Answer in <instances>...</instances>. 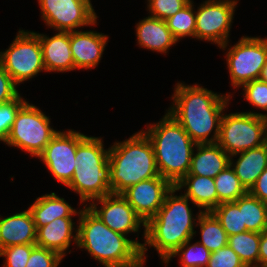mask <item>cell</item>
<instances>
[{"label":"cell","mask_w":267,"mask_h":267,"mask_svg":"<svg viewBox=\"0 0 267 267\" xmlns=\"http://www.w3.org/2000/svg\"><path fill=\"white\" fill-rule=\"evenodd\" d=\"M233 94L214 92L198 83L188 85L178 81L170 97L173 102L166 111L196 144L216 143L223 113Z\"/></svg>","instance_id":"cell-1"},{"label":"cell","mask_w":267,"mask_h":267,"mask_svg":"<svg viewBox=\"0 0 267 267\" xmlns=\"http://www.w3.org/2000/svg\"><path fill=\"white\" fill-rule=\"evenodd\" d=\"M190 205L197 207L175 186L167 193L163 205L146 223L145 242L141 249L144 264L147 263L149 248L157 251L163 264L183 243L196 237V222L202 211L195 215Z\"/></svg>","instance_id":"cell-2"},{"label":"cell","mask_w":267,"mask_h":267,"mask_svg":"<svg viewBox=\"0 0 267 267\" xmlns=\"http://www.w3.org/2000/svg\"><path fill=\"white\" fill-rule=\"evenodd\" d=\"M80 208L77 249H84L103 267H145L137 239L113 231L87 206Z\"/></svg>","instance_id":"cell-3"},{"label":"cell","mask_w":267,"mask_h":267,"mask_svg":"<svg viewBox=\"0 0 267 267\" xmlns=\"http://www.w3.org/2000/svg\"><path fill=\"white\" fill-rule=\"evenodd\" d=\"M164 114L141 131L152 144L159 175L176 185L189 172L196 143L171 114Z\"/></svg>","instance_id":"cell-4"},{"label":"cell","mask_w":267,"mask_h":267,"mask_svg":"<svg viewBox=\"0 0 267 267\" xmlns=\"http://www.w3.org/2000/svg\"><path fill=\"white\" fill-rule=\"evenodd\" d=\"M109 163L112 194L159 176L152 144L141 130L109 145Z\"/></svg>","instance_id":"cell-5"},{"label":"cell","mask_w":267,"mask_h":267,"mask_svg":"<svg viewBox=\"0 0 267 267\" xmlns=\"http://www.w3.org/2000/svg\"><path fill=\"white\" fill-rule=\"evenodd\" d=\"M75 160L73 177L65 187L79 195L78 206L112 193L109 148H105L103 137L87 135L77 146Z\"/></svg>","instance_id":"cell-6"},{"label":"cell","mask_w":267,"mask_h":267,"mask_svg":"<svg viewBox=\"0 0 267 267\" xmlns=\"http://www.w3.org/2000/svg\"><path fill=\"white\" fill-rule=\"evenodd\" d=\"M45 113L27 101L17 112L4 145L19 148L37 158L59 131L51 126V118Z\"/></svg>","instance_id":"cell-7"},{"label":"cell","mask_w":267,"mask_h":267,"mask_svg":"<svg viewBox=\"0 0 267 267\" xmlns=\"http://www.w3.org/2000/svg\"><path fill=\"white\" fill-rule=\"evenodd\" d=\"M260 112L223 113L217 144L230 156L267 143V118Z\"/></svg>","instance_id":"cell-8"},{"label":"cell","mask_w":267,"mask_h":267,"mask_svg":"<svg viewBox=\"0 0 267 267\" xmlns=\"http://www.w3.org/2000/svg\"><path fill=\"white\" fill-rule=\"evenodd\" d=\"M229 43L219 49L226 51L224 58L231 81L229 83L238 90L243 84L260 78L267 61V37L245 35L237 43Z\"/></svg>","instance_id":"cell-9"},{"label":"cell","mask_w":267,"mask_h":267,"mask_svg":"<svg viewBox=\"0 0 267 267\" xmlns=\"http://www.w3.org/2000/svg\"><path fill=\"white\" fill-rule=\"evenodd\" d=\"M0 62L12 80L20 86L45 72L39 37L20 29L5 51H0Z\"/></svg>","instance_id":"cell-10"},{"label":"cell","mask_w":267,"mask_h":267,"mask_svg":"<svg viewBox=\"0 0 267 267\" xmlns=\"http://www.w3.org/2000/svg\"><path fill=\"white\" fill-rule=\"evenodd\" d=\"M40 18L54 31L70 32L95 27L98 14L91 0H37Z\"/></svg>","instance_id":"cell-11"},{"label":"cell","mask_w":267,"mask_h":267,"mask_svg":"<svg viewBox=\"0 0 267 267\" xmlns=\"http://www.w3.org/2000/svg\"><path fill=\"white\" fill-rule=\"evenodd\" d=\"M239 0H205L195 8V39L221 47L231 41L235 11Z\"/></svg>","instance_id":"cell-12"},{"label":"cell","mask_w":267,"mask_h":267,"mask_svg":"<svg viewBox=\"0 0 267 267\" xmlns=\"http://www.w3.org/2000/svg\"><path fill=\"white\" fill-rule=\"evenodd\" d=\"M100 205V206H99ZM87 207L113 231L125 236L137 234V246L142 249L146 236V223L134 211L133 207L121 194H109L92 200ZM142 231L143 240L139 242ZM141 229V230H140Z\"/></svg>","instance_id":"cell-13"},{"label":"cell","mask_w":267,"mask_h":267,"mask_svg":"<svg viewBox=\"0 0 267 267\" xmlns=\"http://www.w3.org/2000/svg\"><path fill=\"white\" fill-rule=\"evenodd\" d=\"M67 130H59L37 157L53 179L63 186H66L73 177L77 166L75 160L77 146L87 136L74 129Z\"/></svg>","instance_id":"cell-14"},{"label":"cell","mask_w":267,"mask_h":267,"mask_svg":"<svg viewBox=\"0 0 267 267\" xmlns=\"http://www.w3.org/2000/svg\"><path fill=\"white\" fill-rule=\"evenodd\" d=\"M173 186L169 180L159 175L128 187L121 195L147 223L156 215Z\"/></svg>","instance_id":"cell-15"},{"label":"cell","mask_w":267,"mask_h":267,"mask_svg":"<svg viewBox=\"0 0 267 267\" xmlns=\"http://www.w3.org/2000/svg\"><path fill=\"white\" fill-rule=\"evenodd\" d=\"M108 34L94 30L70 31V48L76 70L98 67L108 45Z\"/></svg>","instance_id":"cell-16"},{"label":"cell","mask_w":267,"mask_h":267,"mask_svg":"<svg viewBox=\"0 0 267 267\" xmlns=\"http://www.w3.org/2000/svg\"><path fill=\"white\" fill-rule=\"evenodd\" d=\"M33 32L39 37L47 73L75 71L70 48V32L56 31L51 37L45 33Z\"/></svg>","instance_id":"cell-17"},{"label":"cell","mask_w":267,"mask_h":267,"mask_svg":"<svg viewBox=\"0 0 267 267\" xmlns=\"http://www.w3.org/2000/svg\"><path fill=\"white\" fill-rule=\"evenodd\" d=\"M76 224V225H75ZM78 223L73 217L56 218L36 231V245L53 250L65 258L71 254L72 242L77 246Z\"/></svg>","instance_id":"cell-18"},{"label":"cell","mask_w":267,"mask_h":267,"mask_svg":"<svg viewBox=\"0 0 267 267\" xmlns=\"http://www.w3.org/2000/svg\"><path fill=\"white\" fill-rule=\"evenodd\" d=\"M136 45L139 48L166 55L178 40L173 36L166 21L147 16L135 25Z\"/></svg>","instance_id":"cell-19"},{"label":"cell","mask_w":267,"mask_h":267,"mask_svg":"<svg viewBox=\"0 0 267 267\" xmlns=\"http://www.w3.org/2000/svg\"><path fill=\"white\" fill-rule=\"evenodd\" d=\"M36 227L28 209L8 216L0 215V250L12 245L36 243Z\"/></svg>","instance_id":"cell-20"},{"label":"cell","mask_w":267,"mask_h":267,"mask_svg":"<svg viewBox=\"0 0 267 267\" xmlns=\"http://www.w3.org/2000/svg\"><path fill=\"white\" fill-rule=\"evenodd\" d=\"M230 165V155L217 143L196 144L188 174L215 178Z\"/></svg>","instance_id":"cell-21"},{"label":"cell","mask_w":267,"mask_h":267,"mask_svg":"<svg viewBox=\"0 0 267 267\" xmlns=\"http://www.w3.org/2000/svg\"><path fill=\"white\" fill-rule=\"evenodd\" d=\"M230 165L240 183L249 191L261 173L267 168V143L260 147L231 155Z\"/></svg>","instance_id":"cell-22"},{"label":"cell","mask_w":267,"mask_h":267,"mask_svg":"<svg viewBox=\"0 0 267 267\" xmlns=\"http://www.w3.org/2000/svg\"><path fill=\"white\" fill-rule=\"evenodd\" d=\"M194 205L198 211L210 212L218 206V195L214 178L194 174H187L176 185Z\"/></svg>","instance_id":"cell-23"},{"label":"cell","mask_w":267,"mask_h":267,"mask_svg":"<svg viewBox=\"0 0 267 267\" xmlns=\"http://www.w3.org/2000/svg\"><path fill=\"white\" fill-rule=\"evenodd\" d=\"M35 223L36 230L39 227L49 224L56 218L61 217H77L80 215L81 209L73 208L65 198L60 197L55 192L50 194H42L36 197L35 201L29 205Z\"/></svg>","instance_id":"cell-24"},{"label":"cell","mask_w":267,"mask_h":267,"mask_svg":"<svg viewBox=\"0 0 267 267\" xmlns=\"http://www.w3.org/2000/svg\"><path fill=\"white\" fill-rule=\"evenodd\" d=\"M200 234V244L210 252L217 251L228 245V235L221 226L219 220L210 212H201L196 222Z\"/></svg>","instance_id":"cell-25"},{"label":"cell","mask_w":267,"mask_h":267,"mask_svg":"<svg viewBox=\"0 0 267 267\" xmlns=\"http://www.w3.org/2000/svg\"><path fill=\"white\" fill-rule=\"evenodd\" d=\"M242 208L243 224L248 231L261 233L267 229V204L249 192L235 201Z\"/></svg>","instance_id":"cell-26"},{"label":"cell","mask_w":267,"mask_h":267,"mask_svg":"<svg viewBox=\"0 0 267 267\" xmlns=\"http://www.w3.org/2000/svg\"><path fill=\"white\" fill-rule=\"evenodd\" d=\"M228 245L246 267H258L260 233L245 231L228 236Z\"/></svg>","instance_id":"cell-27"},{"label":"cell","mask_w":267,"mask_h":267,"mask_svg":"<svg viewBox=\"0 0 267 267\" xmlns=\"http://www.w3.org/2000/svg\"><path fill=\"white\" fill-rule=\"evenodd\" d=\"M193 239L183 243L169 258L163 263L168 267L174 257H178L180 267H206L211 256V252L199 242H192ZM193 243V244H192Z\"/></svg>","instance_id":"cell-28"},{"label":"cell","mask_w":267,"mask_h":267,"mask_svg":"<svg viewBox=\"0 0 267 267\" xmlns=\"http://www.w3.org/2000/svg\"><path fill=\"white\" fill-rule=\"evenodd\" d=\"M195 2L191 0L175 15L166 19V24L173 36L179 41L183 38L195 39L196 15Z\"/></svg>","instance_id":"cell-29"},{"label":"cell","mask_w":267,"mask_h":267,"mask_svg":"<svg viewBox=\"0 0 267 267\" xmlns=\"http://www.w3.org/2000/svg\"><path fill=\"white\" fill-rule=\"evenodd\" d=\"M214 181L218 195V205L222 202L236 201L248 192L240 183L231 165L222 170L214 178Z\"/></svg>","instance_id":"cell-30"},{"label":"cell","mask_w":267,"mask_h":267,"mask_svg":"<svg viewBox=\"0 0 267 267\" xmlns=\"http://www.w3.org/2000/svg\"><path fill=\"white\" fill-rule=\"evenodd\" d=\"M228 236L248 231L243 224L242 208L235 201L222 202L211 211Z\"/></svg>","instance_id":"cell-31"},{"label":"cell","mask_w":267,"mask_h":267,"mask_svg":"<svg viewBox=\"0 0 267 267\" xmlns=\"http://www.w3.org/2000/svg\"><path fill=\"white\" fill-rule=\"evenodd\" d=\"M240 88L243 90L244 100L259 111H266L259 113V116L267 118V82L256 79L243 84Z\"/></svg>","instance_id":"cell-32"},{"label":"cell","mask_w":267,"mask_h":267,"mask_svg":"<svg viewBox=\"0 0 267 267\" xmlns=\"http://www.w3.org/2000/svg\"><path fill=\"white\" fill-rule=\"evenodd\" d=\"M20 94L17 98L0 104V142L5 144L19 109L27 102Z\"/></svg>","instance_id":"cell-33"},{"label":"cell","mask_w":267,"mask_h":267,"mask_svg":"<svg viewBox=\"0 0 267 267\" xmlns=\"http://www.w3.org/2000/svg\"><path fill=\"white\" fill-rule=\"evenodd\" d=\"M149 16L166 20L175 15L191 0H145Z\"/></svg>","instance_id":"cell-34"},{"label":"cell","mask_w":267,"mask_h":267,"mask_svg":"<svg viewBox=\"0 0 267 267\" xmlns=\"http://www.w3.org/2000/svg\"><path fill=\"white\" fill-rule=\"evenodd\" d=\"M36 244L12 245L0 250V258L5 259L2 267H25Z\"/></svg>","instance_id":"cell-35"},{"label":"cell","mask_w":267,"mask_h":267,"mask_svg":"<svg viewBox=\"0 0 267 267\" xmlns=\"http://www.w3.org/2000/svg\"><path fill=\"white\" fill-rule=\"evenodd\" d=\"M63 259L59 253L35 245L25 267H59Z\"/></svg>","instance_id":"cell-36"},{"label":"cell","mask_w":267,"mask_h":267,"mask_svg":"<svg viewBox=\"0 0 267 267\" xmlns=\"http://www.w3.org/2000/svg\"><path fill=\"white\" fill-rule=\"evenodd\" d=\"M206 267H246L229 245L211 252Z\"/></svg>","instance_id":"cell-37"},{"label":"cell","mask_w":267,"mask_h":267,"mask_svg":"<svg viewBox=\"0 0 267 267\" xmlns=\"http://www.w3.org/2000/svg\"><path fill=\"white\" fill-rule=\"evenodd\" d=\"M19 88L0 62V104L17 98L21 94Z\"/></svg>","instance_id":"cell-38"},{"label":"cell","mask_w":267,"mask_h":267,"mask_svg":"<svg viewBox=\"0 0 267 267\" xmlns=\"http://www.w3.org/2000/svg\"><path fill=\"white\" fill-rule=\"evenodd\" d=\"M248 192L267 204V168L261 173Z\"/></svg>","instance_id":"cell-39"},{"label":"cell","mask_w":267,"mask_h":267,"mask_svg":"<svg viewBox=\"0 0 267 267\" xmlns=\"http://www.w3.org/2000/svg\"><path fill=\"white\" fill-rule=\"evenodd\" d=\"M258 267H267V229L260 233Z\"/></svg>","instance_id":"cell-40"},{"label":"cell","mask_w":267,"mask_h":267,"mask_svg":"<svg viewBox=\"0 0 267 267\" xmlns=\"http://www.w3.org/2000/svg\"><path fill=\"white\" fill-rule=\"evenodd\" d=\"M259 79L261 81L267 82V61H266V64L264 65V67L262 69V72H261Z\"/></svg>","instance_id":"cell-41"}]
</instances>
